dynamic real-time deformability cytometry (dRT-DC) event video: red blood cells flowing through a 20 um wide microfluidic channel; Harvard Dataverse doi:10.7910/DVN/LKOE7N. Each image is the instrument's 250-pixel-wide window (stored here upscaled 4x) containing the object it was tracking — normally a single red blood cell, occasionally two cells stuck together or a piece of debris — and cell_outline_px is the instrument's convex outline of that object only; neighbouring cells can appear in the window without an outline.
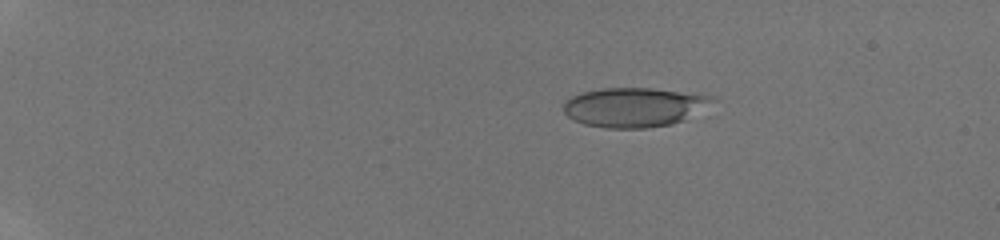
{"species": "human", "species_latin": "Homo sapiens", "temperature_condition": "room temperature", "stored_images_in_passage": 8, "camera_frame_rate_fps": 3000, "um_per_image_px": 0.085, "donor": {"sex": "male"}, "frame": {"image": 1, "passage_image": 4, "time_ms": 3.333, "image_size_px": [1000, 240], "cell_outline_px": [[720, 100], [684, 120], [672, 124], [648, 128], [608, 128], [584, 124], [568, 116], [564, 112], [564, 104], [572, 96], [580, 92], [604, 88], [652, 88], [716, 96]], "centroid_in_image_um": [53.98, 9.1], "position_along_channel_um": 31.0, "area_um2": 34.33}}
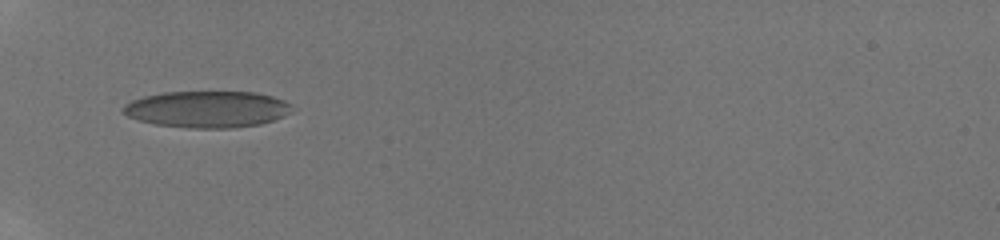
{"frame": {"image": 2, "passage_image": 7, "time_ms": 6.667, "image_size_px": [1000, 240], "cell_outline_px": [[292, 112], [284, 116], [260, 124], [232, 128], [188, 128], [156, 124], [140, 120], [128, 116], [124, 112], [124, 104], [132, 100], [144, 96], [164, 92], [256, 92], [272, 96], [284, 100], [292, 104]], "centroid_in_image_um": [17.65, 9.28], "position_along_channel_um": 67.3, "area_um2": 35.95}}
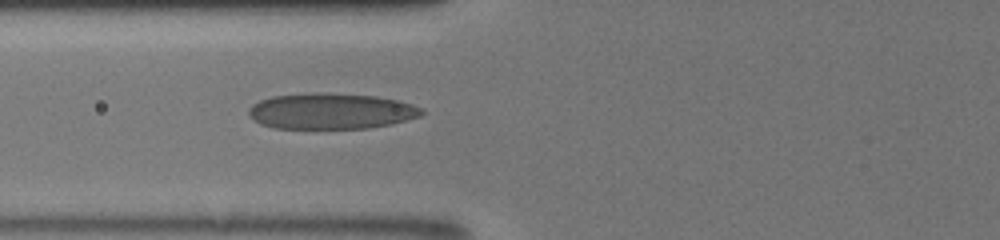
{"frame": {"image": 3, "passage_image": 8, "time_ms": 7.667, "image_size_px": [1000, 240], "cell_outline_px": [[424, 112], [420, 116], [392, 124], [368, 128], [272, 128], [260, 124], [248, 116], [248, 108], [252, 104], [260, 100], [272, 96], [320, 92], [376, 96], [400, 100], [424, 108]], "centroid_in_image_um": [28.14, 9.44], "position_along_channel_um": 97.7, "area_um2": 36.41}}